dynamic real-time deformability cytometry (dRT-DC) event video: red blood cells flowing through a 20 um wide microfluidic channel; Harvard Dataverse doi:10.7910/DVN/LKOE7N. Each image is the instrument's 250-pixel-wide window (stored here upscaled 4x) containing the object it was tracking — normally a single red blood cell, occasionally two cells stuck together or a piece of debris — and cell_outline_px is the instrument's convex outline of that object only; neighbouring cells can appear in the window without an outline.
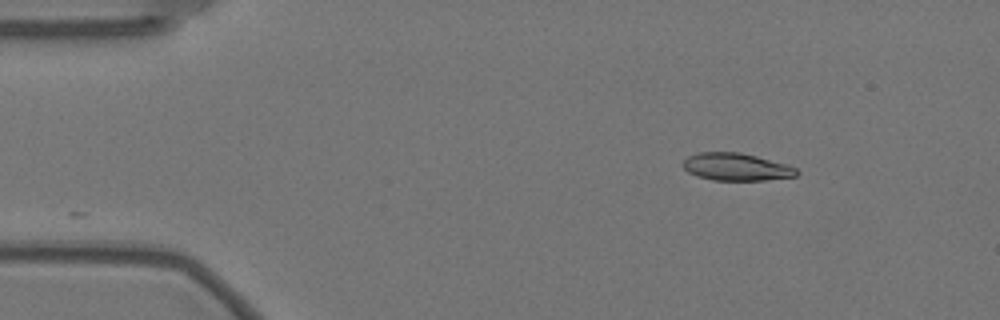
{"species": "Egyptian fruit bat (a non-hibernating species)", "species_latin": "Rousettus aegyptiacus", "temperature_condition": "warm", "stored_images_in_passage": 34, "camera_frame_rate_fps": 3000, "um_per_image_px": 0.085, "animal": {"sex": "female"}, "frame": {"image": 1, "passage_image": 1, "time_ms": 0.0, "image_size_px": [1000, 320], "cell_outline_px": [[800, 172], [796, 176], [764, 180], [712, 180], [696, 176], [688, 172], [680, 164], [688, 156], [696, 152], [740, 152], [788, 164], [796, 168]], "centroid_in_image_um": [62.56, 14.18], "position_along_channel_um": 22.4, "area_um2": 18.38}}
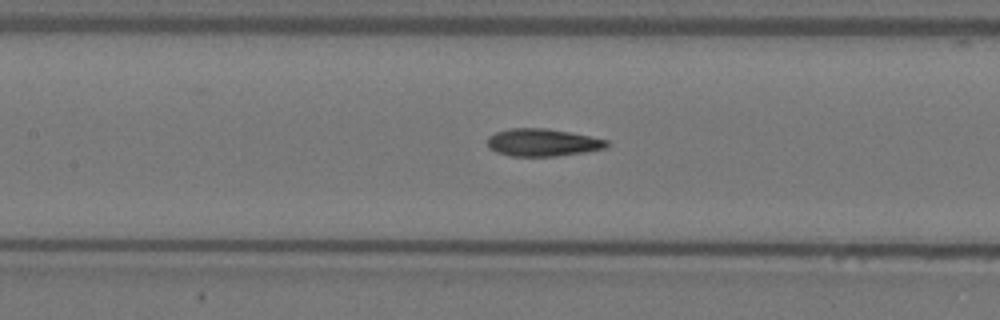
{"frame": {"image": 2, "passage_image": 19, "time_ms": 6.0, "image_size_px": [1000, 320], "cell_outline_px": [[608, 148], [584, 152], [556, 156], [508, 156], [496, 152], [488, 148], [488, 136], [496, 132], [508, 128], [544, 128], [568, 132], [608, 140]], "centroid_in_image_um": [46.09, 12.12], "position_along_channel_um": 161.3, "area_um2": 19.13}}
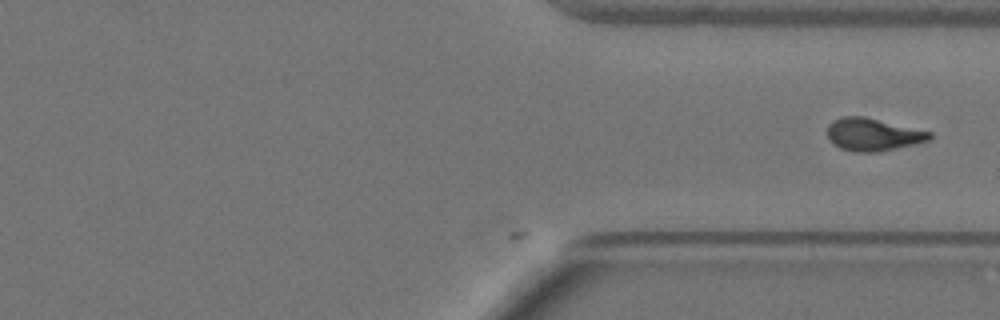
{"frame": {"image": 3, "passage_image": 34, "time_ms": 11.0, "image_size_px": [1000, 320], "cell_outline_px": [[932, 140], [916, 144], [880, 152], [852, 152], [840, 148], [828, 140], [828, 124], [832, 120], [840, 116], [864, 116], [932, 132]], "centroid_in_image_um": [74.2, 11.44], "position_along_channel_um": 337.2, "area_um2": 19.77}}